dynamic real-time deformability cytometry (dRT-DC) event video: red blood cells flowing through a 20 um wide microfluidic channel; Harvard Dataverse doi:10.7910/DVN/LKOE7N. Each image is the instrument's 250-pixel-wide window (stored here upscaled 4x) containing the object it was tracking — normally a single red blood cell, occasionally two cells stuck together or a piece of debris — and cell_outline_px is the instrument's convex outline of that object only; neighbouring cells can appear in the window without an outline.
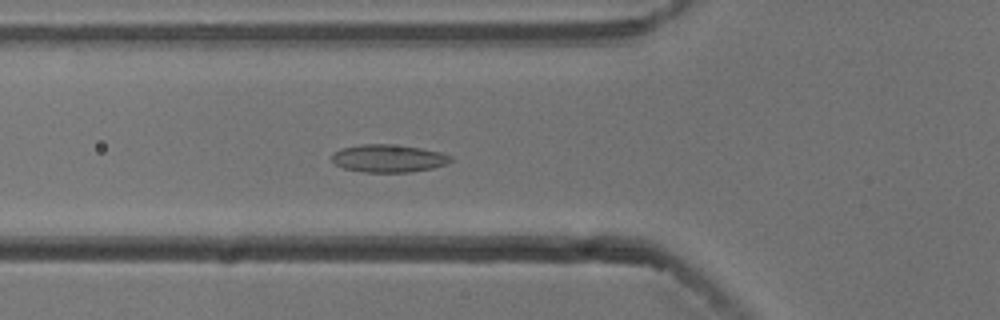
{"species": "common noctule bat (a hibernating species)", "species_latin": "Nyctalus noctula", "temperature_condition": "cold", "stored_images_in_passage": 45, "camera_frame_rate_fps": 3000, "um_per_image_px": 0.085, "animal": {"sex": "male", "body_mass_g": 13.3}, "frame": {"image": 1, "passage_image": 19, "time_ms": 6.0, "image_size_px": [1000, 320], "cell_outline_px": [[452, 160], [448, 164], [432, 168], [412, 172], [364, 172], [344, 168], [336, 164], [332, 160], [332, 152], [340, 148], [360, 144], [388, 144], [420, 148], [440, 152], [452, 156]], "centroid_in_image_um": [33.01, 13.46], "position_along_channel_um": 92.8, "area_um2": 19.25}}
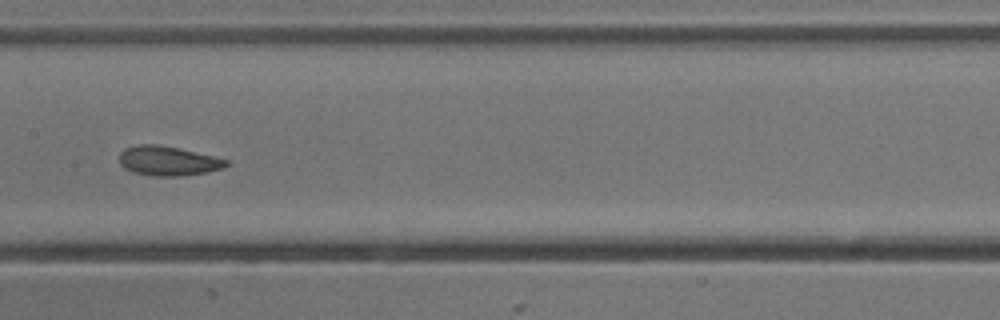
{"frame": {"image": 2, "passage_image": 27, "time_ms": 8.667, "image_size_px": [1000, 320], "cell_outline_px": [[228, 164], [224, 168], [208, 172], [184, 176], [156, 176], [132, 172], [124, 168], [120, 164], [120, 152], [124, 148], [140, 144], [156, 144], [180, 148], [228, 160]], "centroid_in_image_um": [14.28, 13.68], "position_along_channel_um": 193.1, "area_um2": 18.44}}
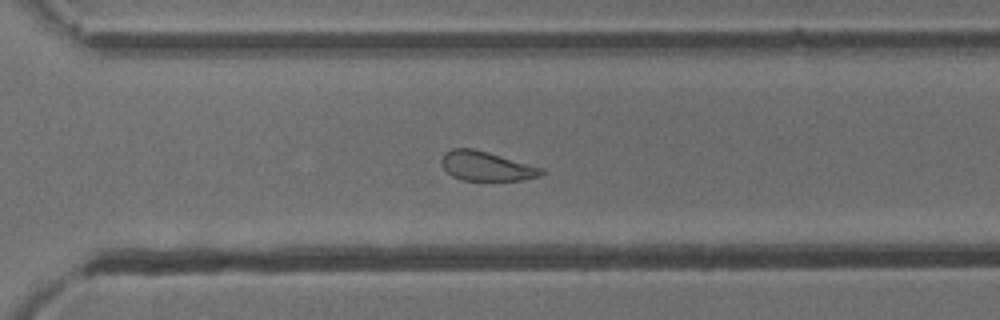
{"frame": {"image": 3, "passage_image": 38, "time_ms": 12.333, "image_size_px": [1000, 320], "cell_outline_px": [[548, 172], [540, 176], [524, 180], [460, 180], [452, 176], [444, 168], [440, 160], [444, 152], [452, 148], [472, 148], [488, 152], [544, 168]], "centroid_in_image_um": [41.37, 14.12], "position_along_channel_um": 329.2, "area_um2": 17.28}, "authors_computed_cell_mechanics": {"area_um2": 19.2474, "velocity_mm_per_s": 3.7292, "shape_relaxation_time_tau1_ms": 9.1419, "shape_relaxation_time_tau2_ms": 2.0732, "deformation_change_tau1": 0.1269, "deformation_change_tau2": 0.0853}}